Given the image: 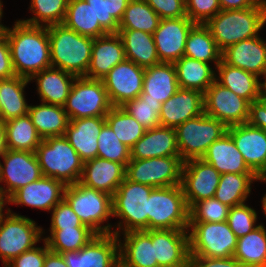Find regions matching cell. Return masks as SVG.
<instances>
[{"label":"cell","mask_w":266,"mask_h":267,"mask_svg":"<svg viewBox=\"0 0 266 267\" xmlns=\"http://www.w3.org/2000/svg\"><path fill=\"white\" fill-rule=\"evenodd\" d=\"M221 174L202 158L184 161L181 187L189 209L204 199L214 197Z\"/></svg>","instance_id":"15"},{"label":"cell","mask_w":266,"mask_h":267,"mask_svg":"<svg viewBox=\"0 0 266 267\" xmlns=\"http://www.w3.org/2000/svg\"><path fill=\"white\" fill-rule=\"evenodd\" d=\"M63 24L78 34L91 38L108 34L96 21L93 7L85 0H69Z\"/></svg>","instance_id":"41"},{"label":"cell","mask_w":266,"mask_h":267,"mask_svg":"<svg viewBox=\"0 0 266 267\" xmlns=\"http://www.w3.org/2000/svg\"><path fill=\"white\" fill-rule=\"evenodd\" d=\"M188 234L190 256L228 258L236 250L238 238L227 221L189 222Z\"/></svg>","instance_id":"8"},{"label":"cell","mask_w":266,"mask_h":267,"mask_svg":"<svg viewBox=\"0 0 266 267\" xmlns=\"http://www.w3.org/2000/svg\"><path fill=\"white\" fill-rule=\"evenodd\" d=\"M151 240L159 267H189L188 230H151Z\"/></svg>","instance_id":"20"},{"label":"cell","mask_w":266,"mask_h":267,"mask_svg":"<svg viewBox=\"0 0 266 267\" xmlns=\"http://www.w3.org/2000/svg\"><path fill=\"white\" fill-rule=\"evenodd\" d=\"M51 213L50 228L88 227L83 225L64 198L51 210Z\"/></svg>","instance_id":"52"},{"label":"cell","mask_w":266,"mask_h":267,"mask_svg":"<svg viewBox=\"0 0 266 267\" xmlns=\"http://www.w3.org/2000/svg\"><path fill=\"white\" fill-rule=\"evenodd\" d=\"M184 161L180 156L131 159L125 177L151 187H170L181 184Z\"/></svg>","instance_id":"12"},{"label":"cell","mask_w":266,"mask_h":267,"mask_svg":"<svg viewBox=\"0 0 266 267\" xmlns=\"http://www.w3.org/2000/svg\"><path fill=\"white\" fill-rule=\"evenodd\" d=\"M233 257L243 267H266V229L263 224L238 238Z\"/></svg>","instance_id":"40"},{"label":"cell","mask_w":266,"mask_h":267,"mask_svg":"<svg viewBox=\"0 0 266 267\" xmlns=\"http://www.w3.org/2000/svg\"><path fill=\"white\" fill-rule=\"evenodd\" d=\"M48 28L51 66L77 77L85 76L91 62L94 38L83 36L64 24Z\"/></svg>","instance_id":"3"},{"label":"cell","mask_w":266,"mask_h":267,"mask_svg":"<svg viewBox=\"0 0 266 267\" xmlns=\"http://www.w3.org/2000/svg\"><path fill=\"white\" fill-rule=\"evenodd\" d=\"M44 241V246L37 247L23 252L18 257L12 259L4 267H44L46 253L49 251V247Z\"/></svg>","instance_id":"54"},{"label":"cell","mask_w":266,"mask_h":267,"mask_svg":"<svg viewBox=\"0 0 266 267\" xmlns=\"http://www.w3.org/2000/svg\"><path fill=\"white\" fill-rule=\"evenodd\" d=\"M262 210L264 211V215L266 216V194H264V196L262 197Z\"/></svg>","instance_id":"64"},{"label":"cell","mask_w":266,"mask_h":267,"mask_svg":"<svg viewBox=\"0 0 266 267\" xmlns=\"http://www.w3.org/2000/svg\"><path fill=\"white\" fill-rule=\"evenodd\" d=\"M221 10L247 9L255 6L260 0H218Z\"/></svg>","instance_id":"58"},{"label":"cell","mask_w":266,"mask_h":267,"mask_svg":"<svg viewBox=\"0 0 266 267\" xmlns=\"http://www.w3.org/2000/svg\"><path fill=\"white\" fill-rule=\"evenodd\" d=\"M180 89L174 63H160L145 68L141 99L164 103Z\"/></svg>","instance_id":"31"},{"label":"cell","mask_w":266,"mask_h":267,"mask_svg":"<svg viewBox=\"0 0 266 267\" xmlns=\"http://www.w3.org/2000/svg\"><path fill=\"white\" fill-rule=\"evenodd\" d=\"M126 59L143 68L160 64L153 34L139 30H118Z\"/></svg>","instance_id":"33"},{"label":"cell","mask_w":266,"mask_h":267,"mask_svg":"<svg viewBox=\"0 0 266 267\" xmlns=\"http://www.w3.org/2000/svg\"><path fill=\"white\" fill-rule=\"evenodd\" d=\"M93 7L95 19L107 33H118L119 22L130 0H85Z\"/></svg>","instance_id":"46"},{"label":"cell","mask_w":266,"mask_h":267,"mask_svg":"<svg viewBox=\"0 0 266 267\" xmlns=\"http://www.w3.org/2000/svg\"><path fill=\"white\" fill-rule=\"evenodd\" d=\"M105 120L117 138L130 149L147 130L121 106H113Z\"/></svg>","instance_id":"44"},{"label":"cell","mask_w":266,"mask_h":267,"mask_svg":"<svg viewBox=\"0 0 266 267\" xmlns=\"http://www.w3.org/2000/svg\"><path fill=\"white\" fill-rule=\"evenodd\" d=\"M195 24L188 17L161 19L153 33L161 63H175L184 56L188 34Z\"/></svg>","instance_id":"18"},{"label":"cell","mask_w":266,"mask_h":267,"mask_svg":"<svg viewBox=\"0 0 266 267\" xmlns=\"http://www.w3.org/2000/svg\"><path fill=\"white\" fill-rule=\"evenodd\" d=\"M221 59L262 79L266 70V41L260 35L242 40L227 47Z\"/></svg>","instance_id":"23"},{"label":"cell","mask_w":266,"mask_h":267,"mask_svg":"<svg viewBox=\"0 0 266 267\" xmlns=\"http://www.w3.org/2000/svg\"><path fill=\"white\" fill-rule=\"evenodd\" d=\"M42 175L65 185L80 181L84 162L65 136L48 137L35 151Z\"/></svg>","instance_id":"5"},{"label":"cell","mask_w":266,"mask_h":267,"mask_svg":"<svg viewBox=\"0 0 266 267\" xmlns=\"http://www.w3.org/2000/svg\"><path fill=\"white\" fill-rule=\"evenodd\" d=\"M16 76L13 68L9 43L5 33H0V79Z\"/></svg>","instance_id":"56"},{"label":"cell","mask_w":266,"mask_h":267,"mask_svg":"<svg viewBox=\"0 0 266 267\" xmlns=\"http://www.w3.org/2000/svg\"><path fill=\"white\" fill-rule=\"evenodd\" d=\"M126 167L115 161L96 157L84 162L80 183L114 195L125 179Z\"/></svg>","instance_id":"24"},{"label":"cell","mask_w":266,"mask_h":267,"mask_svg":"<svg viewBox=\"0 0 266 267\" xmlns=\"http://www.w3.org/2000/svg\"><path fill=\"white\" fill-rule=\"evenodd\" d=\"M187 17L194 23L205 24L220 11L218 0H185Z\"/></svg>","instance_id":"51"},{"label":"cell","mask_w":266,"mask_h":267,"mask_svg":"<svg viewBox=\"0 0 266 267\" xmlns=\"http://www.w3.org/2000/svg\"><path fill=\"white\" fill-rule=\"evenodd\" d=\"M263 82L261 80L260 82V86H261V96L262 97H266V70L264 72V75H263Z\"/></svg>","instance_id":"62"},{"label":"cell","mask_w":266,"mask_h":267,"mask_svg":"<svg viewBox=\"0 0 266 267\" xmlns=\"http://www.w3.org/2000/svg\"><path fill=\"white\" fill-rule=\"evenodd\" d=\"M0 158L4 162L0 163V183H5L0 192L7 199L43 176L35 152L7 149Z\"/></svg>","instance_id":"13"},{"label":"cell","mask_w":266,"mask_h":267,"mask_svg":"<svg viewBox=\"0 0 266 267\" xmlns=\"http://www.w3.org/2000/svg\"><path fill=\"white\" fill-rule=\"evenodd\" d=\"M6 148L35 152L43 140L28 114L4 122Z\"/></svg>","instance_id":"38"},{"label":"cell","mask_w":266,"mask_h":267,"mask_svg":"<svg viewBox=\"0 0 266 267\" xmlns=\"http://www.w3.org/2000/svg\"><path fill=\"white\" fill-rule=\"evenodd\" d=\"M2 5H3L2 1L0 0V33H4L6 31V29L8 28L1 23V21H2L1 19L3 17V9H2L3 6Z\"/></svg>","instance_id":"63"},{"label":"cell","mask_w":266,"mask_h":267,"mask_svg":"<svg viewBox=\"0 0 266 267\" xmlns=\"http://www.w3.org/2000/svg\"><path fill=\"white\" fill-rule=\"evenodd\" d=\"M50 235L43 237L49 250L56 253L79 251L97 234L89 227L50 228Z\"/></svg>","instance_id":"42"},{"label":"cell","mask_w":266,"mask_h":267,"mask_svg":"<svg viewBox=\"0 0 266 267\" xmlns=\"http://www.w3.org/2000/svg\"><path fill=\"white\" fill-rule=\"evenodd\" d=\"M29 82V79L17 75L0 79L1 122L28 114L24 89Z\"/></svg>","instance_id":"36"},{"label":"cell","mask_w":266,"mask_h":267,"mask_svg":"<svg viewBox=\"0 0 266 267\" xmlns=\"http://www.w3.org/2000/svg\"><path fill=\"white\" fill-rule=\"evenodd\" d=\"M202 113H204V94L197 90L180 88L162 103L160 126L176 128Z\"/></svg>","instance_id":"22"},{"label":"cell","mask_w":266,"mask_h":267,"mask_svg":"<svg viewBox=\"0 0 266 267\" xmlns=\"http://www.w3.org/2000/svg\"><path fill=\"white\" fill-rule=\"evenodd\" d=\"M130 151L131 159L180 156L176 130L163 126L147 129Z\"/></svg>","instance_id":"28"},{"label":"cell","mask_w":266,"mask_h":267,"mask_svg":"<svg viewBox=\"0 0 266 267\" xmlns=\"http://www.w3.org/2000/svg\"><path fill=\"white\" fill-rule=\"evenodd\" d=\"M77 76L58 68H47L33 75L42 103L64 106Z\"/></svg>","instance_id":"29"},{"label":"cell","mask_w":266,"mask_h":267,"mask_svg":"<svg viewBox=\"0 0 266 267\" xmlns=\"http://www.w3.org/2000/svg\"><path fill=\"white\" fill-rule=\"evenodd\" d=\"M144 73L145 68L125 59L102 78L112 106H122L128 100L140 96Z\"/></svg>","instance_id":"16"},{"label":"cell","mask_w":266,"mask_h":267,"mask_svg":"<svg viewBox=\"0 0 266 267\" xmlns=\"http://www.w3.org/2000/svg\"><path fill=\"white\" fill-rule=\"evenodd\" d=\"M227 129L224 123L205 113L178 125L175 130L181 159L202 158L208 147L227 133Z\"/></svg>","instance_id":"9"},{"label":"cell","mask_w":266,"mask_h":267,"mask_svg":"<svg viewBox=\"0 0 266 267\" xmlns=\"http://www.w3.org/2000/svg\"><path fill=\"white\" fill-rule=\"evenodd\" d=\"M122 235L124 241L119 238L120 267H159L151 230L128 231Z\"/></svg>","instance_id":"27"},{"label":"cell","mask_w":266,"mask_h":267,"mask_svg":"<svg viewBox=\"0 0 266 267\" xmlns=\"http://www.w3.org/2000/svg\"><path fill=\"white\" fill-rule=\"evenodd\" d=\"M69 120L106 116L112 109L102 79L76 77L63 106Z\"/></svg>","instance_id":"11"},{"label":"cell","mask_w":266,"mask_h":267,"mask_svg":"<svg viewBox=\"0 0 266 267\" xmlns=\"http://www.w3.org/2000/svg\"><path fill=\"white\" fill-rule=\"evenodd\" d=\"M61 255L68 267H120L119 238L113 233L96 235L79 251Z\"/></svg>","instance_id":"17"},{"label":"cell","mask_w":266,"mask_h":267,"mask_svg":"<svg viewBox=\"0 0 266 267\" xmlns=\"http://www.w3.org/2000/svg\"><path fill=\"white\" fill-rule=\"evenodd\" d=\"M161 19L187 17L185 0H145Z\"/></svg>","instance_id":"53"},{"label":"cell","mask_w":266,"mask_h":267,"mask_svg":"<svg viewBox=\"0 0 266 267\" xmlns=\"http://www.w3.org/2000/svg\"><path fill=\"white\" fill-rule=\"evenodd\" d=\"M258 180L266 182V178L256 174H221L214 197L229 207L243 204L251 193L253 181Z\"/></svg>","instance_id":"37"},{"label":"cell","mask_w":266,"mask_h":267,"mask_svg":"<svg viewBox=\"0 0 266 267\" xmlns=\"http://www.w3.org/2000/svg\"><path fill=\"white\" fill-rule=\"evenodd\" d=\"M215 80L250 103L261 97L260 78L241 68L226 64L222 59L215 67ZM218 75V76H217Z\"/></svg>","instance_id":"32"},{"label":"cell","mask_w":266,"mask_h":267,"mask_svg":"<svg viewBox=\"0 0 266 267\" xmlns=\"http://www.w3.org/2000/svg\"><path fill=\"white\" fill-rule=\"evenodd\" d=\"M245 163L259 177L266 178V132L248 123L227 129Z\"/></svg>","instance_id":"19"},{"label":"cell","mask_w":266,"mask_h":267,"mask_svg":"<svg viewBox=\"0 0 266 267\" xmlns=\"http://www.w3.org/2000/svg\"><path fill=\"white\" fill-rule=\"evenodd\" d=\"M162 103L152 99H141L139 96L128 100L121 107L135 118L145 129L160 126V110Z\"/></svg>","instance_id":"48"},{"label":"cell","mask_w":266,"mask_h":267,"mask_svg":"<svg viewBox=\"0 0 266 267\" xmlns=\"http://www.w3.org/2000/svg\"><path fill=\"white\" fill-rule=\"evenodd\" d=\"M257 218L256 210L246 205L245 202L243 204L230 207L227 223L237 238H240L258 227V225L255 224L257 222Z\"/></svg>","instance_id":"50"},{"label":"cell","mask_w":266,"mask_h":267,"mask_svg":"<svg viewBox=\"0 0 266 267\" xmlns=\"http://www.w3.org/2000/svg\"><path fill=\"white\" fill-rule=\"evenodd\" d=\"M6 34L14 71L17 76L30 79L51 66L48 28L33 26L16 20Z\"/></svg>","instance_id":"1"},{"label":"cell","mask_w":266,"mask_h":267,"mask_svg":"<svg viewBox=\"0 0 266 267\" xmlns=\"http://www.w3.org/2000/svg\"><path fill=\"white\" fill-rule=\"evenodd\" d=\"M161 18L145 0H130L118 30H139L153 34Z\"/></svg>","instance_id":"43"},{"label":"cell","mask_w":266,"mask_h":267,"mask_svg":"<svg viewBox=\"0 0 266 267\" xmlns=\"http://www.w3.org/2000/svg\"><path fill=\"white\" fill-rule=\"evenodd\" d=\"M44 267H68L60 253L49 250L46 253Z\"/></svg>","instance_id":"59"},{"label":"cell","mask_w":266,"mask_h":267,"mask_svg":"<svg viewBox=\"0 0 266 267\" xmlns=\"http://www.w3.org/2000/svg\"><path fill=\"white\" fill-rule=\"evenodd\" d=\"M189 267H243V265L233 256L228 258L189 256Z\"/></svg>","instance_id":"55"},{"label":"cell","mask_w":266,"mask_h":267,"mask_svg":"<svg viewBox=\"0 0 266 267\" xmlns=\"http://www.w3.org/2000/svg\"><path fill=\"white\" fill-rule=\"evenodd\" d=\"M202 159L211 164L220 174H255L245 163L243 155L228 133L213 142Z\"/></svg>","instance_id":"30"},{"label":"cell","mask_w":266,"mask_h":267,"mask_svg":"<svg viewBox=\"0 0 266 267\" xmlns=\"http://www.w3.org/2000/svg\"><path fill=\"white\" fill-rule=\"evenodd\" d=\"M64 199L79 217L97 235L112 234L113 225L105 223L113 216L112 196L106 192L87 187L80 182L66 185Z\"/></svg>","instance_id":"6"},{"label":"cell","mask_w":266,"mask_h":267,"mask_svg":"<svg viewBox=\"0 0 266 267\" xmlns=\"http://www.w3.org/2000/svg\"><path fill=\"white\" fill-rule=\"evenodd\" d=\"M105 123V116L69 120L64 136L83 162L97 157L98 136Z\"/></svg>","instance_id":"26"},{"label":"cell","mask_w":266,"mask_h":267,"mask_svg":"<svg viewBox=\"0 0 266 267\" xmlns=\"http://www.w3.org/2000/svg\"><path fill=\"white\" fill-rule=\"evenodd\" d=\"M28 115L42 139L65 135L69 118L63 106L42 102L29 105Z\"/></svg>","instance_id":"34"},{"label":"cell","mask_w":266,"mask_h":267,"mask_svg":"<svg viewBox=\"0 0 266 267\" xmlns=\"http://www.w3.org/2000/svg\"><path fill=\"white\" fill-rule=\"evenodd\" d=\"M221 53L208 27L196 23L188 34L184 56L208 64L213 62L217 66L221 61Z\"/></svg>","instance_id":"39"},{"label":"cell","mask_w":266,"mask_h":267,"mask_svg":"<svg viewBox=\"0 0 266 267\" xmlns=\"http://www.w3.org/2000/svg\"><path fill=\"white\" fill-rule=\"evenodd\" d=\"M6 150L4 123L0 121V157Z\"/></svg>","instance_id":"60"},{"label":"cell","mask_w":266,"mask_h":267,"mask_svg":"<svg viewBox=\"0 0 266 267\" xmlns=\"http://www.w3.org/2000/svg\"><path fill=\"white\" fill-rule=\"evenodd\" d=\"M174 66L181 89L197 90L204 94L215 81V70L208 63L182 56Z\"/></svg>","instance_id":"35"},{"label":"cell","mask_w":266,"mask_h":267,"mask_svg":"<svg viewBox=\"0 0 266 267\" xmlns=\"http://www.w3.org/2000/svg\"><path fill=\"white\" fill-rule=\"evenodd\" d=\"M250 102L216 80L204 93V113L227 127L247 123Z\"/></svg>","instance_id":"14"},{"label":"cell","mask_w":266,"mask_h":267,"mask_svg":"<svg viewBox=\"0 0 266 267\" xmlns=\"http://www.w3.org/2000/svg\"><path fill=\"white\" fill-rule=\"evenodd\" d=\"M265 24L266 0L247 9L221 10L205 23L221 52L237 42L259 36Z\"/></svg>","instance_id":"2"},{"label":"cell","mask_w":266,"mask_h":267,"mask_svg":"<svg viewBox=\"0 0 266 267\" xmlns=\"http://www.w3.org/2000/svg\"><path fill=\"white\" fill-rule=\"evenodd\" d=\"M43 234V229L34 220L8 208L0 220V259L3 265L34 248L43 239Z\"/></svg>","instance_id":"10"},{"label":"cell","mask_w":266,"mask_h":267,"mask_svg":"<svg viewBox=\"0 0 266 267\" xmlns=\"http://www.w3.org/2000/svg\"><path fill=\"white\" fill-rule=\"evenodd\" d=\"M66 185L52 177L42 176L14 192L7 204L26 205L28 207L51 211L63 198Z\"/></svg>","instance_id":"21"},{"label":"cell","mask_w":266,"mask_h":267,"mask_svg":"<svg viewBox=\"0 0 266 267\" xmlns=\"http://www.w3.org/2000/svg\"><path fill=\"white\" fill-rule=\"evenodd\" d=\"M247 123L266 132V97L261 96L257 101L250 103Z\"/></svg>","instance_id":"57"},{"label":"cell","mask_w":266,"mask_h":267,"mask_svg":"<svg viewBox=\"0 0 266 267\" xmlns=\"http://www.w3.org/2000/svg\"><path fill=\"white\" fill-rule=\"evenodd\" d=\"M189 207L181 184L153 188L148 197V230H188Z\"/></svg>","instance_id":"7"},{"label":"cell","mask_w":266,"mask_h":267,"mask_svg":"<svg viewBox=\"0 0 266 267\" xmlns=\"http://www.w3.org/2000/svg\"><path fill=\"white\" fill-rule=\"evenodd\" d=\"M154 187L128 180L126 177L112 196L113 217L118 222L113 234L148 230V197Z\"/></svg>","instance_id":"4"},{"label":"cell","mask_w":266,"mask_h":267,"mask_svg":"<svg viewBox=\"0 0 266 267\" xmlns=\"http://www.w3.org/2000/svg\"><path fill=\"white\" fill-rule=\"evenodd\" d=\"M97 157L118 162L125 167L131 160L130 148L117 138L107 123L103 125L98 136Z\"/></svg>","instance_id":"47"},{"label":"cell","mask_w":266,"mask_h":267,"mask_svg":"<svg viewBox=\"0 0 266 267\" xmlns=\"http://www.w3.org/2000/svg\"><path fill=\"white\" fill-rule=\"evenodd\" d=\"M126 59L124 45L118 33L94 38L91 62L84 77L102 79L114 66Z\"/></svg>","instance_id":"25"},{"label":"cell","mask_w":266,"mask_h":267,"mask_svg":"<svg viewBox=\"0 0 266 267\" xmlns=\"http://www.w3.org/2000/svg\"><path fill=\"white\" fill-rule=\"evenodd\" d=\"M68 2L69 0H31L30 11L33 13V17L21 21L43 27L63 24Z\"/></svg>","instance_id":"45"},{"label":"cell","mask_w":266,"mask_h":267,"mask_svg":"<svg viewBox=\"0 0 266 267\" xmlns=\"http://www.w3.org/2000/svg\"><path fill=\"white\" fill-rule=\"evenodd\" d=\"M6 203H7V198L0 192V220L4 215L3 208L6 205Z\"/></svg>","instance_id":"61"},{"label":"cell","mask_w":266,"mask_h":267,"mask_svg":"<svg viewBox=\"0 0 266 267\" xmlns=\"http://www.w3.org/2000/svg\"><path fill=\"white\" fill-rule=\"evenodd\" d=\"M230 207L215 197L196 202L189 209V222H224L227 221Z\"/></svg>","instance_id":"49"}]
</instances>
